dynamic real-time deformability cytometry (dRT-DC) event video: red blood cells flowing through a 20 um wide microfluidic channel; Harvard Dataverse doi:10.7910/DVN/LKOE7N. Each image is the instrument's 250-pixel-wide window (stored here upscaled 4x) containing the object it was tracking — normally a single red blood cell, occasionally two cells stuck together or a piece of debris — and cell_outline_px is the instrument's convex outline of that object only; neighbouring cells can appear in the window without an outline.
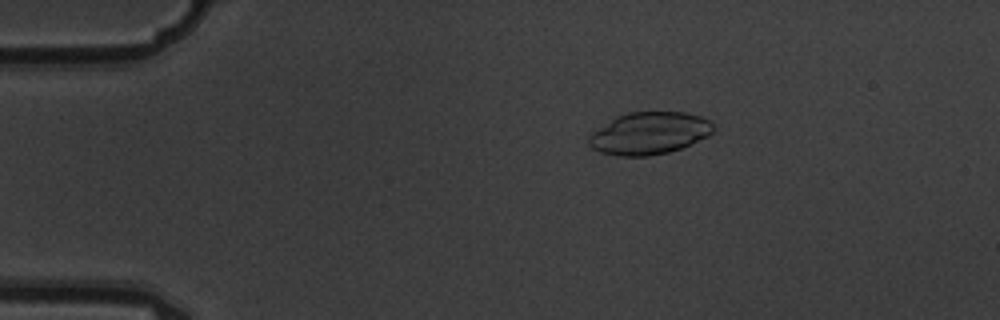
{"species": "common noctule bat (a hibernating species)", "species_latin": "Nyctalus noctula", "temperature_condition": "warm", "stored_images_in_passage": 5, "camera_frame_rate_fps": 3000, "um_per_image_px": 0.085, "animal": {"sex": "male", "body_mass_g": 19.5, "forearm_length_mm": 54.6}, "frame": {"image": 1, "passage_image": 3, "time_ms": 0.667, "image_size_px": [1000, 320], "cell_outline_px": [[716, 128], [708, 136], [680, 148], [668, 152], [648, 156], [620, 156], [600, 152], [592, 148], [588, 144], [588, 136], [592, 132], [616, 116], [628, 112], [684, 112], [700, 116], [708, 120]], "centroid_in_image_um": [55.17, 11.32], "position_along_channel_um": 29.8, "area_um2": 30.58}}